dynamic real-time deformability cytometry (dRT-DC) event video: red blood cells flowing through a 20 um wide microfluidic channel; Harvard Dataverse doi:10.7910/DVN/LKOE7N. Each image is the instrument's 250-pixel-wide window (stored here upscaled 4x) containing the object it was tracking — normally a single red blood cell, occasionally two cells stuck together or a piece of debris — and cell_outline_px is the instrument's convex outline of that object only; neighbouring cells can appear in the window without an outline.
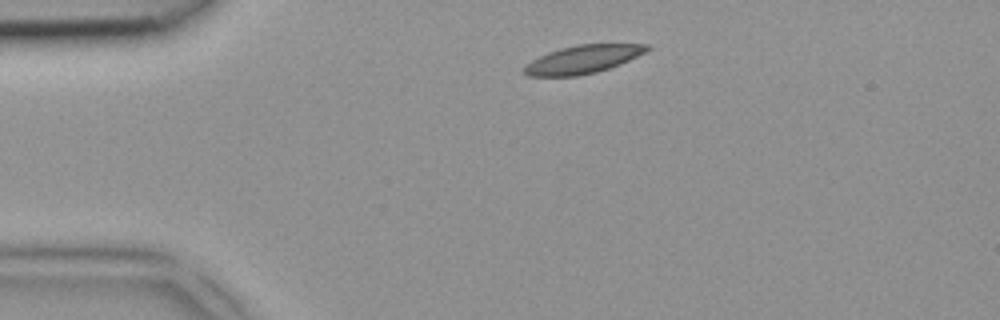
{"species": "common noctule bat (a hibernating species)", "species_latin": "Nyctalus noctula", "temperature_condition": "room temperature", "stored_images_in_passage": 1, "camera_frame_rate_fps": 3000, "um_per_image_px": 0.085, "animal": {"sex": "female", "body_mass_g": 18.4}, "frame": {"image": 1, "passage_image": 1, "time_ms": 0.0, "image_size_px": [1000, 320], "cell_outline_px": [[652, 48], [628, 60], [608, 68], [596, 72], [576, 76], [528, 76], [524, 72], [524, 68], [532, 60], [548, 52], [560, 48], [576, 44], [652, 44]], "centroid_in_image_um": [49.55, 5.03], "position_along_channel_um": 35.4, "area_um2": 19.88}}